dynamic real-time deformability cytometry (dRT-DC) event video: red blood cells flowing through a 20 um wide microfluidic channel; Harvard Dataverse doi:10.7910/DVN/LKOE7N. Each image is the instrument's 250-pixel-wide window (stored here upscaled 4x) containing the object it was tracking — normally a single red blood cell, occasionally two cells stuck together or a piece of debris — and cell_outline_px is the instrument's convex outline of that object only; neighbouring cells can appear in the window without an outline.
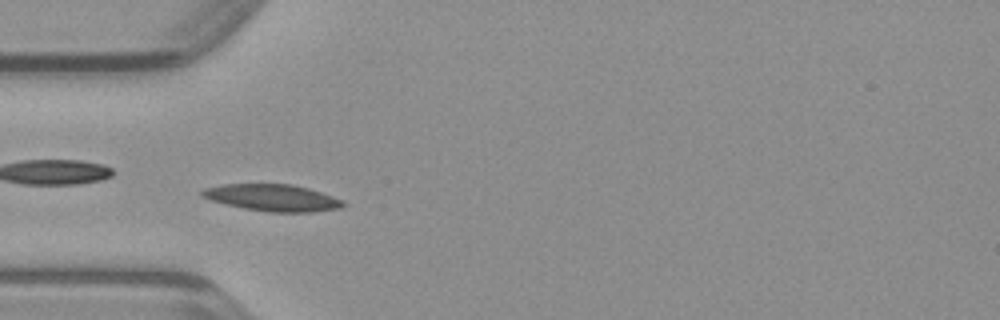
{"species": "common noctule bat (a hibernating species)", "species_latin": "Nyctalus noctula", "temperature_condition": "warm", "stored_images_in_passage": 38, "camera_frame_rate_fps": 3000, "um_per_image_px": 0.085, "animal": {"sex": "male", "body_mass_g": 23.1, "forearm_length_mm": 52.7}, "frame": {"image": 1, "passage_image": 5, "time_ms": 1.333, "image_size_px": [1000, 320], "cell_outline_px": [[348, 204], [340, 208], [312, 212], [268, 212], [244, 208], [208, 200], [200, 196], [200, 192], [204, 188], [220, 184], [292, 184], [308, 188], [344, 200]], "centroid_in_image_um": [23.14, 16.8], "position_along_channel_um": 61.9, "area_um2": 22.2}}
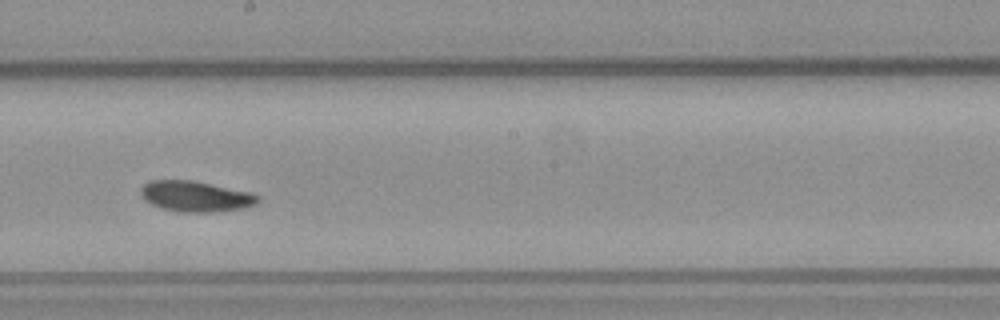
{"frame": {"image": 2, "passage_image": 17, "time_ms": 5.333, "image_size_px": [1000, 320], "cell_outline_px": [[260, 200], [256, 204], [240, 208], [212, 212], [184, 212], [160, 208], [144, 200], [140, 196], [140, 188], [148, 180], [192, 180], [252, 192], [260, 196]], "centroid_in_image_um": [16.6, 16.68], "position_along_channel_um": 231.6, "area_um2": 21.04}}
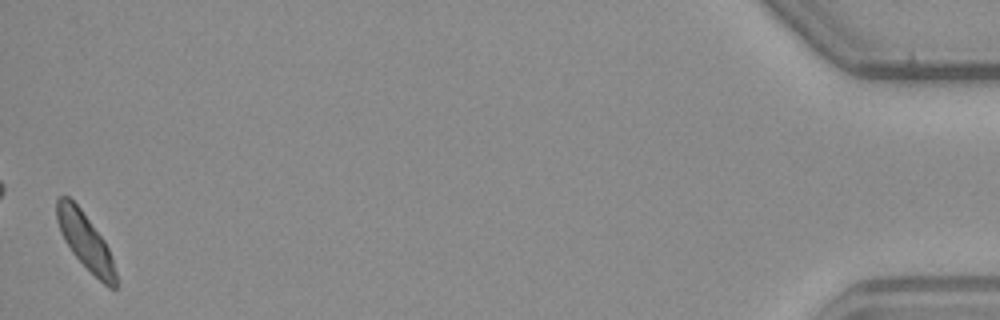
{"frame": {"image": 3, "passage_image": 38, "time_ms": 12.333, "image_size_px": [1000, 320], "cell_outline_px": [[116, 288], [108, 288], [72, 252], [64, 240], [60, 232], [56, 220], [56, 200], [60, 196], [68, 196], [80, 208], [104, 240], [112, 256], [116, 272]], "centroid_in_image_um": [7.24, 20.48], "position_along_channel_um": 428.0, "area_um2": 19.07}}